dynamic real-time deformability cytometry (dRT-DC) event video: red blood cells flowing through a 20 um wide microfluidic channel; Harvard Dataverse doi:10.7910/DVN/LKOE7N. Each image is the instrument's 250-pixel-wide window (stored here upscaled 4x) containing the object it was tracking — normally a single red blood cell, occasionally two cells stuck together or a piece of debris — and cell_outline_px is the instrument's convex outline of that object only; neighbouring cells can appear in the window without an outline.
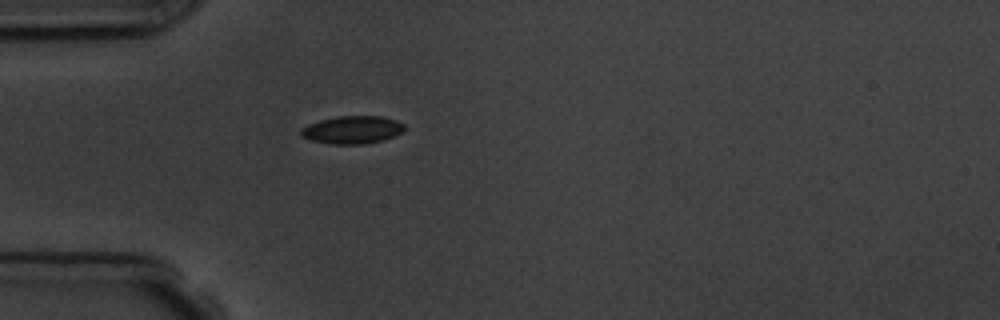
{"species": "common noctule bat (a hibernating species)", "species_latin": "Nyctalus noctula", "temperature_condition": "room temperature", "stored_images_in_passage": 1, "camera_frame_rate_fps": 3000, "um_per_image_px": 0.085, "animal": {"sex": "male", "body_mass_g": 19.5, "forearm_length_mm": 54.6}, "frame": {"image": 1, "passage_image": 1, "time_ms": 0.0, "image_size_px": [1000, 320], "cell_outline_px": [[404, 132], [384, 140], [364, 144], [332, 144], [312, 140], [300, 136], [300, 128], [308, 124], [320, 120], [336, 116], [380, 116], [396, 120], [404, 124]], "centroid_in_image_um": [29.94, 11.03], "position_along_channel_um": 55.1, "area_um2": 16.88}}